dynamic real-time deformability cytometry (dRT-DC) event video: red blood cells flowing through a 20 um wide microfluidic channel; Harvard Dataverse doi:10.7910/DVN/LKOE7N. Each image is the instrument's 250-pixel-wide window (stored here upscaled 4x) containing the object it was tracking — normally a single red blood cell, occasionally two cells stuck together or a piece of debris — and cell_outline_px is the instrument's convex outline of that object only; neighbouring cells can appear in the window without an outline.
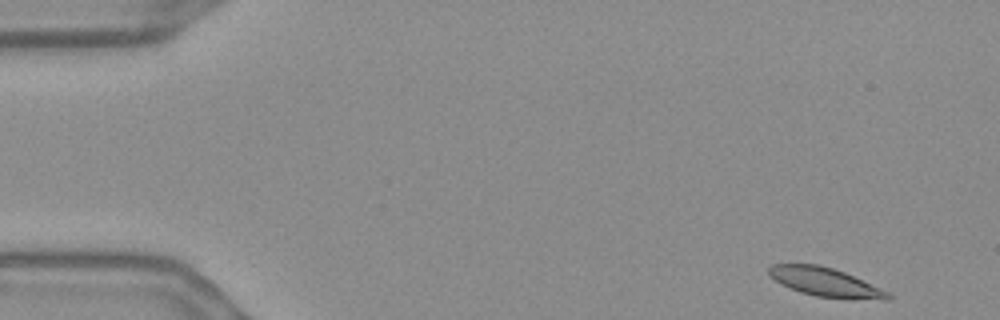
{"species": "Egyptian fruit bat (a non-hibernating species)", "species_latin": "Rousettus aegyptiacus", "temperature_condition": "warm", "stored_images_in_passage": 53, "camera_frame_rate_fps": 3000, "um_per_image_px": 0.085, "frame": {"image": 1, "passage_image": 1, "time_ms": 0.0, "image_size_px": [1000, 320], "cell_outline_px": [[892, 296], [888, 300], [884, 300], [816, 296], [800, 292], [776, 280], [768, 272], [768, 268], [772, 264], [820, 264], [844, 272], [880, 288], [888, 292]], "centroid_in_image_um": [70.16, 23.97], "position_along_channel_um": 14.8, "area_um2": 19.42}}
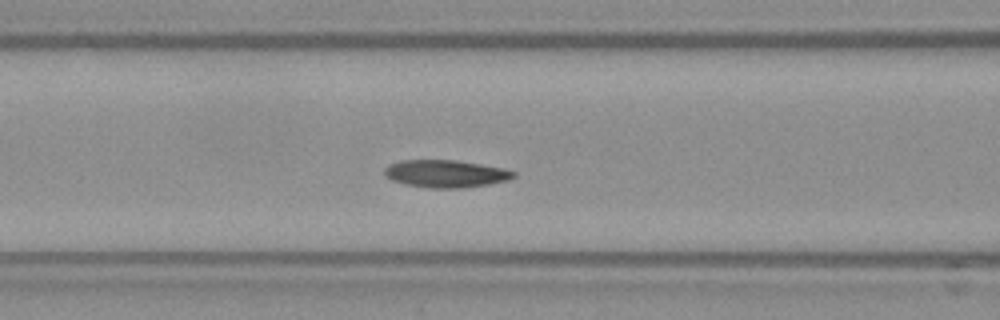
{"frame": {"image": 2, "passage_image": 20, "time_ms": 6.333, "image_size_px": [1000, 320], "cell_outline_px": [[516, 176], [508, 180], [488, 184], [460, 188], [428, 188], [404, 184], [392, 180], [384, 176], [384, 168], [388, 164], [400, 160], [456, 160], [504, 168], [516, 172]], "centroid_in_image_um": [37.85, 14.76], "position_along_channel_um": 128.7, "area_um2": 20.81}}
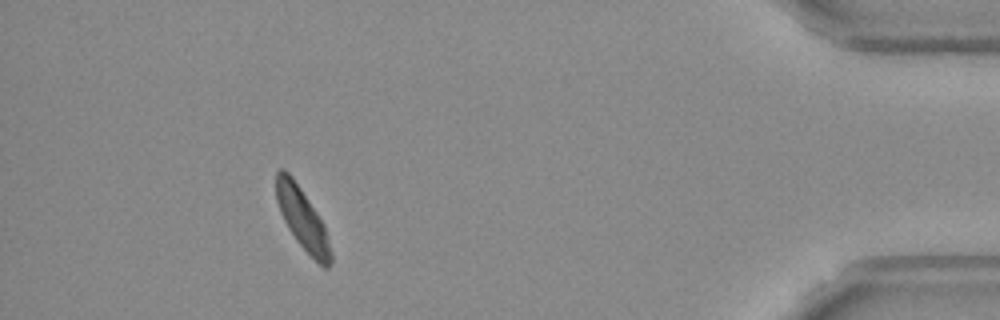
{"frame": {"image": 3, "passage_image": 48, "time_ms": 15.667, "image_size_px": [1000, 320], "cell_outline_px": [[332, 264], [328, 268], [324, 268], [296, 240], [288, 228], [280, 212], [276, 200], [276, 172], [280, 168], [284, 168], [292, 176], [324, 224], [332, 252]], "centroid_in_image_um": [25.7, 18.59], "position_along_channel_um": 409.5, "area_um2": 19.31}, "authors_computed_cell_mechanics": {"area_um2": 20.1722, "velocity_mm_per_s": 3.6238, "shape_relaxation_time_tau1_ms": 10.8304, "shape_relaxation_time_tau2_ms": 4.823, "deformation_change_tau1": 0.1873, "deformation_change_tau2": 0.1132}}